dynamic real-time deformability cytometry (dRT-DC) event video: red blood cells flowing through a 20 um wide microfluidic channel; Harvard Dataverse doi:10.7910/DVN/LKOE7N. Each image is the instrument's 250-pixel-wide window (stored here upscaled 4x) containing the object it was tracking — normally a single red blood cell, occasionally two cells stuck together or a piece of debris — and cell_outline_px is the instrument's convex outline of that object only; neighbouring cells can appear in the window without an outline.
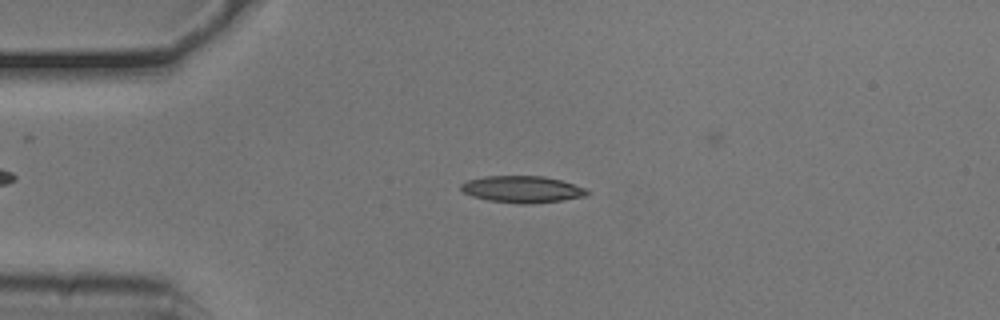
{"species": "common noctule bat (a hibernating species)", "species_latin": "Nyctalus noctula", "temperature_condition": "cold", "stored_images_in_passage": 46, "camera_frame_rate_fps": 3000, "um_per_image_px": 0.085, "animal": {"sex": "male", "body_mass_g": 20.5, "forearm_length_mm": 52.5}, "frame": {"image": 1, "passage_image": 6, "time_ms": 1.667, "image_size_px": [1000, 320], "cell_outline_px": [[592, 192], [588, 196], [560, 200], [524, 204], [520, 204], [488, 200], [472, 196], [464, 192], [460, 188], [460, 184], [468, 180], [484, 176], [544, 176], [560, 180], [584, 188]], "centroid_in_image_um": [44.38, 16.08], "position_along_channel_um": 40.6, "area_um2": 19.54}}
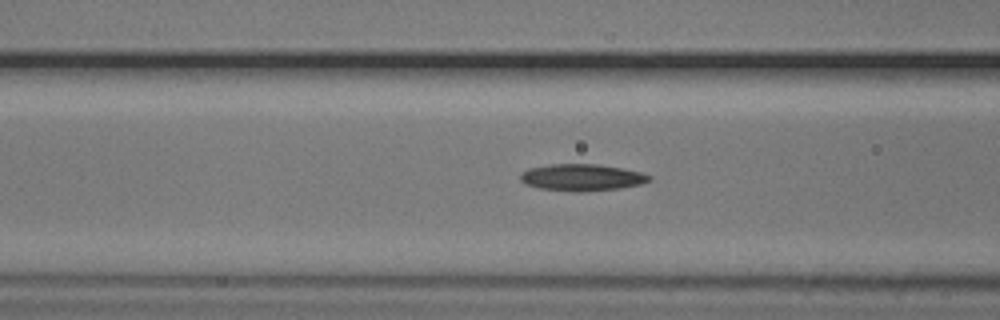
{"frame": {"image": 2, "passage_image": 14, "time_ms": 4.333, "image_size_px": [1000, 320], "cell_outline_px": [[652, 180], [640, 184], [620, 188], [580, 192], [576, 192], [540, 188], [528, 184], [520, 180], [520, 172], [528, 168], [552, 164], [596, 164], [620, 168], [640, 172], [652, 176]], "centroid_in_image_um": [49.45, 15.08], "position_along_channel_um": 117.1, "area_um2": 20.0}}
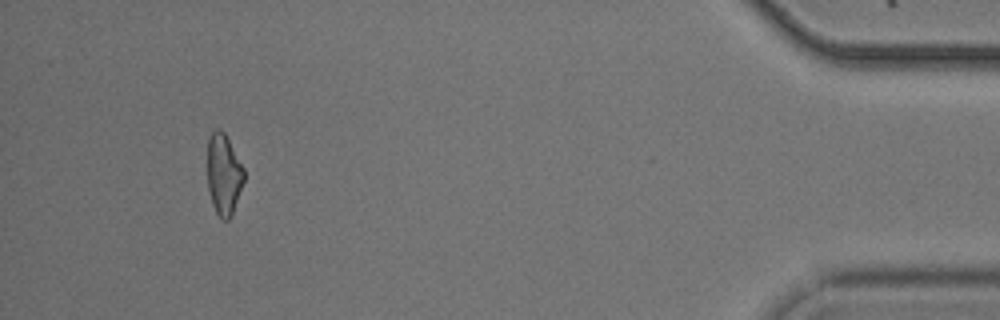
{"frame": {"image": 3, "passage_image": 43, "time_ms": 14.0, "image_size_px": [1000, 320], "cell_outline_px": [[244, 180], [232, 212], [228, 220], [224, 220], [216, 212], [212, 204], [208, 188], [208, 136], [216, 128], [220, 128], [224, 132], [244, 168]], "centroid_in_image_um": [19.0, 14.77], "position_along_channel_um": 416.2, "area_um2": 16.99}}